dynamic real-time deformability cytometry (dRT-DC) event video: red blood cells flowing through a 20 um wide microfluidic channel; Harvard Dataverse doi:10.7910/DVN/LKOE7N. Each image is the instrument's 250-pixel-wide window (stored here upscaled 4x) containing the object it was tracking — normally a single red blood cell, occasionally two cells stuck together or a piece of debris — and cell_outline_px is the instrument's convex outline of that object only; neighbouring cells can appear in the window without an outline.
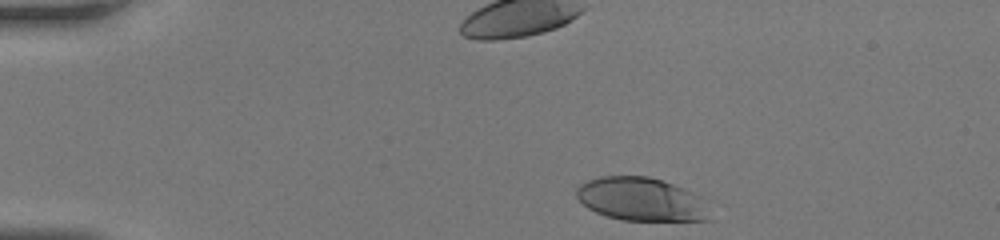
{"species": "human", "species_latin": "Homo sapiens", "temperature_condition": "room temperature", "stored_images_in_passage": 11, "camera_frame_rate_fps": 3000, "um_per_image_px": 0.085, "donor": {"sex": "female"}, "frame": {"image": 1, "passage_image": 1, "time_ms": 0.0, "image_size_px": [1000, 240], "cell_outline_px": [[712, 220], [624, 220], [608, 216], [596, 212], [588, 208], [576, 196], [576, 188], [580, 184], [588, 180], [600, 176], [648, 176], [664, 180], [704, 196]], "centroid_in_image_um": [54.56, 16.92], "position_along_channel_um": 30.4, "area_um2": 33.99}}
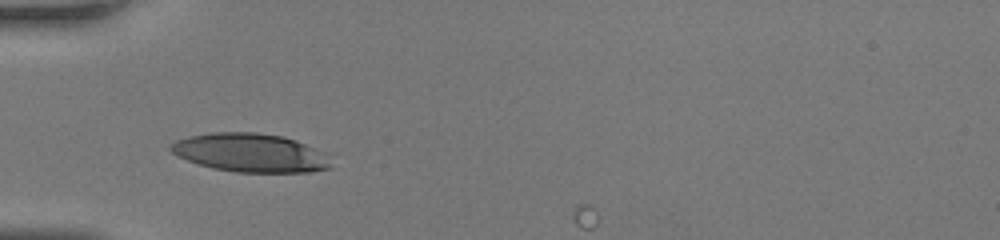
{"frame": {"image": 2, "passage_image": 8, "time_ms": 2.333, "image_size_px": [1000, 240], "cell_outline_px": [[332, 168], [312, 172], [236, 172], [212, 168], [188, 160], [172, 152], [168, 148], [176, 140], [188, 136], [212, 132], [256, 132], [284, 136], [296, 140], [324, 152]], "centroid_in_image_um": [21.29, 12.98], "position_along_channel_um": 63.7, "area_um2": 35.95}}